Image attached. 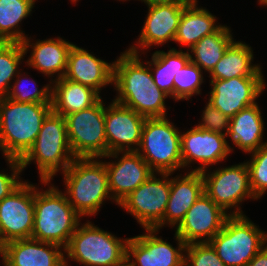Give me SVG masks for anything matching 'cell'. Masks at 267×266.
Returning <instances> with one entry per match:
<instances>
[{"mask_svg": "<svg viewBox=\"0 0 267 266\" xmlns=\"http://www.w3.org/2000/svg\"><path fill=\"white\" fill-rule=\"evenodd\" d=\"M266 0H257V4H259L260 6L265 2Z\"/></svg>", "mask_w": 267, "mask_h": 266, "instance_id": "7bdbcfd3", "label": "cell"}, {"mask_svg": "<svg viewBox=\"0 0 267 266\" xmlns=\"http://www.w3.org/2000/svg\"><path fill=\"white\" fill-rule=\"evenodd\" d=\"M84 221L65 248V266L70 261L81 266H115L126 261L129 237H117L88 219Z\"/></svg>", "mask_w": 267, "mask_h": 266, "instance_id": "5b68a950", "label": "cell"}, {"mask_svg": "<svg viewBox=\"0 0 267 266\" xmlns=\"http://www.w3.org/2000/svg\"><path fill=\"white\" fill-rule=\"evenodd\" d=\"M184 266H226L209 242L186 245Z\"/></svg>", "mask_w": 267, "mask_h": 266, "instance_id": "d590c367", "label": "cell"}, {"mask_svg": "<svg viewBox=\"0 0 267 266\" xmlns=\"http://www.w3.org/2000/svg\"><path fill=\"white\" fill-rule=\"evenodd\" d=\"M3 247H4V244L2 242V237H1V233H0V256H1V253H2V250H3Z\"/></svg>", "mask_w": 267, "mask_h": 266, "instance_id": "60d3db41", "label": "cell"}, {"mask_svg": "<svg viewBox=\"0 0 267 266\" xmlns=\"http://www.w3.org/2000/svg\"><path fill=\"white\" fill-rule=\"evenodd\" d=\"M150 54L151 59L146 61L154 83L174 100V75L190 61L189 52L172 47L166 52L155 50Z\"/></svg>", "mask_w": 267, "mask_h": 266, "instance_id": "83f0119b", "label": "cell"}, {"mask_svg": "<svg viewBox=\"0 0 267 266\" xmlns=\"http://www.w3.org/2000/svg\"><path fill=\"white\" fill-rule=\"evenodd\" d=\"M24 61L22 43L0 42V99L7 97L12 81L23 68L21 64H25Z\"/></svg>", "mask_w": 267, "mask_h": 266, "instance_id": "4dcf8cb0", "label": "cell"}, {"mask_svg": "<svg viewBox=\"0 0 267 266\" xmlns=\"http://www.w3.org/2000/svg\"><path fill=\"white\" fill-rule=\"evenodd\" d=\"M250 44L236 39L207 75L210 80H227L234 77L264 76L260 63L254 64V52Z\"/></svg>", "mask_w": 267, "mask_h": 266, "instance_id": "484cf974", "label": "cell"}, {"mask_svg": "<svg viewBox=\"0 0 267 266\" xmlns=\"http://www.w3.org/2000/svg\"><path fill=\"white\" fill-rule=\"evenodd\" d=\"M228 216L229 214L204 192L189 208L174 231L186 245L209 242L222 230Z\"/></svg>", "mask_w": 267, "mask_h": 266, "instance_id": "ac0fdd59", "label": "cell"}, {"mask_svg": "<svg viewBox=\"0 0 267 266\" xmlns=\"http://www.w3.org/2000/svg\"><path fill=\"white\" fill-rule=\"evenodd\" d=\"M130 237L126 260L129 266H184L185 242L174 233L176 246L159 236L158 229H142Z\"/></svg>", "mask_w": 267, "mask_h": 266, "instance_id": "7c38bea8", "label": "cell"}, {"mask_svg": "<svg viewBox=\"0 0 267 266\" xmlns=\"http://www.w3.org/2000/svg\"><path fill=\"white\" fill-rule=\"evenodd\" d=\"M106 104L105 102L107 154L137 151L146 117L113 99L107 106Z\"/></svg>", "mask_w": 267, "mask_h": 266, "instance_id": "e0dca14e", "label": "cell"}, {"mask_svg": "<svg viewBox=\"0 0 267 266\" xmlns=\"http://www.w3.org/2000/svg\"><path fill=\"white\" fill-rule=\"evenodd\" d=\"M170 196V173L154 172L118 206L143 229H154L163 219Z\"/></svg>", "mask_w": 267, "mask_h": 266, "instance_id": "30bf717a", "label": "cell"}, {"mask_svg": "<svg viewBox=\"0 0 267 266\" xmlns=\"http://www.w3.org/2000/svg\"><path fill=\"white\" fill-rule=\"evenodd\" d=\"M100 158L105 162L109 190L117 204L154 173L137 151L113 152Z\"/></svg>", "mask_w": 267, "mask_h": 266, "instance_id": "2e32d148", "label": "cell"}, {"mask_svg": "<svg viewBox=\"0 0 267 266\" xmlns=\"http://www.w3.org/2000/svg\"><path fill=\"white\" fill-rule=\"evenodd\" d=\"M264 76L209 80L208 101L230 119L247 106L257 103L267 89Z\"/></svg>", "mask_w": 267, "mask_h": 266, "instance_id": "5bb4252c", "label": "cell"}, {"mask_svg": "<svg viewBox=\"0 0 267 266\" xmlns=\"http://www.w3.org/2000/svg\"><path fill=\"white\" fill-rule=\"evenodd\" d=\"M51 84L52 111L64 117L71 113L90 108L102 98V95L100 96L91 87L63 77L53 81Z\"/></svg>", "mask_w": 267, "mask_h": 266, "instance_id": "4316f807", "label": "cell"}, {"mask_svg": "<svg viewBox=\"0 0 267 266\" xmlns=\"http://www.w3.org/2000/svg\"><path fill=\"white\" fill-rule=\"evenodd\" d=\"M245 160L254 196L259 200L267 192V143L258 150L248 154Z\"/></svg>", "mask_w": 267, "mask_h": 266, "instance_id": "e575fe53", "label": "cell"}, {"mask_svg": "<svg viewBox=\"0 0 267 266\" xmlns=\"http://www.w3.org/2000/svg\"><path fill=\"white\" fill-rule=\"evenodd\" d=\"M198 4L199 0H191L183 8L174 39V43L179 44V50L188 51L204 36L216 32L223 25L209 9Z\"/></svg>", "mask_w": 267, "mask_h": 266, "instance_id": "d4e9b609", "label": "cell"}, {"mask_svg": "<svg viewBox=\"0 0 267 266\" xmlns=\"http://www.w3.org/2000/svg\"><path fill=\"white\" fill-rule=\"evenodd\" d=\"M105 101L65 116L67 135L75 158L107 155Z\"/></svg>", "mask_w": 267, "mask_h": 266, "instance_id": "9c48e42d", "label": "cell"}, {"mask_svg": "<svg viewBox=\"0 0 267 266\" xmlns=\"http://www.w3.org/2000/svg\"><path fill=\"white\" fill-rule=\"evenodd\" d=\"M68 202L83 218L95 216L111 197L108 172L100 157L75 158L61 174Z\"/></svg>", "mask_w": 267, "mask_h": 266, "instance_id": "7a4b0ae2", "label": "cell"}, {"mask_svg": "<svg viewBox=\"0 0 267 266\" xmlns=\"http://www.w3.org/2000/svg\"><path fill=\"white\" fill-rule=\"evenodd\" d=\"M170 173V196L162 221L154 228L175 229L184 219L186 212L204 193V179L201 172L185 171Z\"/></svg>", "mask_w": 267, "mask_h": 266, "instance_id": "7402d4cb", "label": "cell"}, {"mask_svg": "<svg viewBox=\"0 0 267 266\" xmlns=\"http://www.w3.org/2000/svg\"><path fill=\"white\" fill-rule=\"evenodd\" d=\"M246 214L229 215L209 243L226 266H247L267 244L266 231Z\"/></svg>", "mask_w": 267, "mask_h": 266, "instance_id": "8992f818", "label": "cell"}, {"mask_svg": "<svg viewBox=\"0 0 267 266\" xmlns=\"http://www.w3.org/2000/svg\"><path fill=\"white\" fill-rule=\"evenodd\" d=\"M180 146L184 171L203 172L214 168L213 165L221 166L220 163L223 164L232 155L227 147L226 135L198 129L195 125L187 131L181 129Z\"/></svg>", "mask_w": 267, "mask_h": 266, "instance_id": "8fae6325", "label": "cell"}, {"mask_svg": "<svg viewBox=\"0 0 267 266\" xmlns=\"http://www.w3.org/2000/svg\"><path fill=\"white\" fill-rule=\"evenodd\" d=\"M234 40L231 26L222 25L216 32L204 36L188 50L190 61L209 74Z\"/></svg>", "mask_w": 267, "mask_h": 266, "instance_id": "f1b7e54d", "label": "cell"}, {"mask_svg": "<svg viewBox=\"0 0 267 266\" xmlns=\"http://www.w3.org/2000/svg\"><path fill=\"white\" fill-rule=\"evenodd\" d=\"M34 224V183L25 181L0 202L3 244L31 238Z\"/></svg>", "mask_w": 267, "mask_h": 266, "instance_id": "9a60e30c", "label": "cell"}, {"mask_svg": "<svg viewBox=\"0 0 267 266\" xmlns=\"http://www.w3.org/2000/svg\"><path fill=\"white\" fill-rule=\"evenodd\" d=\"M7 266L5 263H4V261H3V258H2V263L0 264V266Z\"/></svg>", "mask_w": 267, "mask_h": 266, "instance_id": "bcb514c9", "label": "cell"}, {"mask_svg": "<svg viewBox=\"0 0 267 266\" xmlns=\"http://www.w3.org/2000/svg\"><path fill=\"white\" fill-rule=\"evenodd\" d=\"M37 1L0 0V42L21 43L29 35L21 25L22 21L32 16Z\"/></svg>", "mask_w": 267, "mask_h": 266, "instance_id": "f546056e", "label": "cell"}, {"mask_svg": "<svg viewBox=\"0 0 267 266\" xmlns=\"http://www.w3.org/2000/svg\"><path fill=\"white\" fill-rule=\"evenodd\" d=\"M23 70L24 69H21L17 73L14 81H12L7 98L16 102L51 103V82H47V84H43V86L41 85L40 88L38 87V82L34 80L31 75H28L29 72Z\"/></svg>", "mask_w": 267, "mask_h": 266, "instance_id": "1f68e13d", "label": "cell"}, {"mask_svg": "<svg viewBox=\"0 0 267 266\" xmlns=\"http://www.w3.org/2000/svg\"><path fill=\"white\" fill-rule=\"evenodd\" d=\"M201 174L204 192L229 215H245L241 207L244 201H258L250 186L246 161L209 168Z\"/></svg>", "mask_w": 267, "mask_h": 266, "instance_id": "ba28073f", "label": "cell"}, {"mask_svg": "<svg viewBox=\"0 0 267 266\" xmlns=\"http://www.w3.org/2000/svg\"><path fill=\"white\" fill-rule=\"evenodd\" d=\"M7 168L0 170V202L17 189L25 180L21 177L23 169L18 159L4 158ZM11 171V172H10ZM9 173V174H8Z\"/></svg>", "mask_w": 267, "mask_h": 266, "instance_id": "74e56055", "label": "cell"}, {"mask_svg": "<svg viewBox=\"0 0 267 266\" xmlns=\"http://www.w3.org/2000/svg\"><path fill=\"white\" fill-rule=\"evenodd\" d=\"M247 266H267V244L250 260Z\"/></svg>", "mask_w": 267, "mask_h": 266, "instance_id": "f35d334b", "label": "cell"}, {"mask_svg": "<svg viewBox=\"0 0 267 266\" xmlns=\"http://www.w3.org/2000/svg\"><path fill=\"white\" fill-rule=\"evenodd\" d=\"M187 4L171 3L147 6L146 18L138 38L126 49L135 54L145 55L153 47L161 46L162 48L169 42L174 43L183 8Z\"/></svg>", "mask_w": 267, "mask_h": 266, "instance_id": "4fadbf2b", "label": "cell"}, {"mask_svg": "<svg viewBox=\"0 0 267 266\" xmlns=\"http://www.w3.org/2000/svg\"><path fill=\"white\" fill-rule=\"evenodd\" d=\"M69 1H71V4H77V2H79L80 0H69Z\"/></svg>", "mask_w": 267, "mask_h": 266, "instance_id": "ee69618b", "label": "cell"}, {"mask_svg": "<svg viewBox=\"0 0 267 266\" xmlns=\"http://www.w3.org/2000/svg\"><path fill=\"white\" fill-rule=\"evenodd\" d=\"M117 1H119V2H121V1H122V3H123V2H125V1L127 2L128 0H117Z\"/></svg>", "mask_w": 267, "mask_h": 266, "instance_id": "7dc6e473", "label": "cell"}, {"mask_svg": "<svg viewBox=\"0 0 267 266\" xmlns=\"http://www.w3.org/2000/svg\"><path fill=\"white\" fill-rule=\"evenodd\" d=\"M75 156L69 144L64 116L51 111L44 119L38 136L27 154L20 160L24 170L34 164L41 181H53L73 162Z\"/></svg>", "mask_w": 267, "mask_h": 266, "instance_id": "277c9868", "label": "cell"}, {"mask_svg": "<svg viewBox=\"0 0 267 266\" xmlns=\"http://www.w3.org/2000/svg\"><path fill=\"white\" fill-rule=\"evenodd\" d=\"M114 61L107 62L93 52L73 44L68 53L63 78L91 87L100 95L104 88L113 86Z\"/></svg>", "mask_w": 267, "mask_h": 266, "instance_id": "ffe728a7", "label": "cell"}, {"mask_svg": "<svg viewBox=\"0 0 267 266\" xmlns=\"http://www.w3.org/2000/svg\"><path fill=\"white\" fill-rule=\"evenodd\" d=\"M1 257L7 266H65V249L33 238L4 244Z\"/></svg>", "mask_w": 267, "mask_h": 266, "instance_id": "603a6c76", "label": "cell"}, {"mask_svg": "<svg viewBox=\"0 0 267 266\" xmlns=\"http://www.w3.org/2000/svg\"><path fill=\"white\" fill-rule=\"evenodd\" d=\"M33 38L30 35L21 42L27 69L37 70L51 83L62 78L67 67L69 50L74 43L60 36L43 40ZM27 53H30V55H27Z\"/></svg>", "mask_w": 267, "mask_h": 266, "instance_id": "d6986e66", "label": "cell"}, {"mask_svg": "<svg viewBox=\"0 0 267 266\" xmlns=\"http://www.w3.org/2000/svg\"><path fill=\"white\" fill-rule=\"evenodd\" d=\"M115 266H129L127 260L121 264L115 265Z\"/></svg>", "mask_w": 267, "mask_h": 266, "instance_id": "b9f144b4", "label": "cell"}, {"mask_svg": "<svg viewBox=\"0 0 267 266\" xmlns=\"http://www.w3.org/2000/svg\"><path fill=\"white\" fill-rule=\"evenodd\" d=\"M137 1H141V3L144 2L146 6H149V5H157V4L189 3L191 0H137Z\"/></svg>", "mask_w": 267, "mask_h": 266, "instance_id": "ab89813d", "label": "cell"}, {"mask_svg": "<svg viewBox=\"0 0 267 266\" xmlns=\"http://www.w3.org/2000/svg\"><path fill=\"white\" fill-rule=\"evenodd\" d=\"M170 97L162 90L130 92L120 104L133 109L146 118L167 117L166 99Z\"/></svg>", "mask_w": 267, "mask_h": 266, "instance_id": "d6a6232c", "label": "cell"}, {"mask_svg": "<svg viewBox=\"0 0 267 266\" xmlns=\"http://www.w3.org/2000/svg\"><path fill=\"white\" fill-rule=\"evenodd\" d=\"M38 181V184L34 183V224L31 238L54 243L65 249L84 218L74 210L66 194L53 181ZM39 184L44 187L47 185L48 188L43 189Z\"/></svg>", "mask_w": 267, "mask_h": 266, "instance_id": "6da1fadb", "label": "cell"}, {"mask_svg": "<svg viewBox=\"0 0 267 266\" xmlns=\"http://www.w3.org/2000/svg\"><path fill=\"white\" fill-rule=\"evenodd\" d=\"M180 142L181 129L168 116L146 118L137 152L154 172L176 174L184 172Z\"/></svg>", "mask_w": 267, "mask_h": 266, "instance_id": "52a82bcc", "label": "cell"}, {"mask_svg": "<svg viewBox=\"0 0 267 266\" xmlns=\"http://www.w3.org/2000/svg\"><path fill=\"white\" fill-rule=\"evenodd\" d=\"M205 74L196 64L189 61L174 75V101H189L193 96L202 95L201 86L206 82ZM205 80V81H204Z\"/></svg>", "mask_w": 267, "mask_h": 266, "instance_id": "836d02e7", "label": "cell"}, {"mask_svg": "<svg viewBox=\"0 0 267 266\" xmlns=\"http://www.w3.org/2000/svg\"><path fill=\"white\" fill-rule=\"evenodd\" d=\"M51 103L0 99V151L3 158L21 160L32 148Z\"/></svg>", "mask_w": 267, "mask_h": 266, "instance_id": "3957f363", "label": "cell"}, {"mask_svg": "<svg viewBox=\"0 0 267 266\" xmlns=\"http://www.w3.org/2000/svg\"><path fill=\"white\" fill-rule=\"evenodd\" d=\"M205 102L206 104L201 111V119H199V123L195 124V126L198 129L226 135L229 130L230 118L224 115L209 101Z\"/></svg>", "mask_w": 267, "mask_h": 266, "instance_id": "8d00e7d4", "label": "cell"}, {"mask_svg": "<svg viewBox=\"0 0 267 266\" xmlns=\"http://www.w3.org/2000/svg\"><path fill=\"white\" fill-rule=\"evenodd\" d=\"M261 110L257 102L245 107L230 119L226 139L227 147L232 153L235 149H239L245 154H250L267 143L264 139L266 122H264Z\"/></svg>", "mask_w": 267, "mask_h": 266, "instance_id": "cb8c5ba5", "label": "cell"}, {"mask_svg": "<svg viewBox=\"0 0 267 266\" xmlns=\"http://www.w3.org/2000/svg\"><path fill=\"white\" fill-rule=\"evenodd\" d=\"M262 6L267 7V0L261 5V7Z\"/></svg>", "mask_w": 267, "mask_h": 266, "instance_id": "f6af8a7d", "label": "cell"}, {"mask_svg": "<svg viewBox=\"0 0 267 266\" xmlns=\"http://www.w3.org/2000/svg\"><path fill=\"white\" fill-rule=\"evenodd\" d=\"M114 60L113 90L117 96L114 101L120 103L130 92L161 90L155 83L147 61L142 54H135L127 49Z\"/></svg>", "mask_w": 267, "mask_h": 266, "instance_id": "44dd1931", "label": "cell"}]
</instances>
